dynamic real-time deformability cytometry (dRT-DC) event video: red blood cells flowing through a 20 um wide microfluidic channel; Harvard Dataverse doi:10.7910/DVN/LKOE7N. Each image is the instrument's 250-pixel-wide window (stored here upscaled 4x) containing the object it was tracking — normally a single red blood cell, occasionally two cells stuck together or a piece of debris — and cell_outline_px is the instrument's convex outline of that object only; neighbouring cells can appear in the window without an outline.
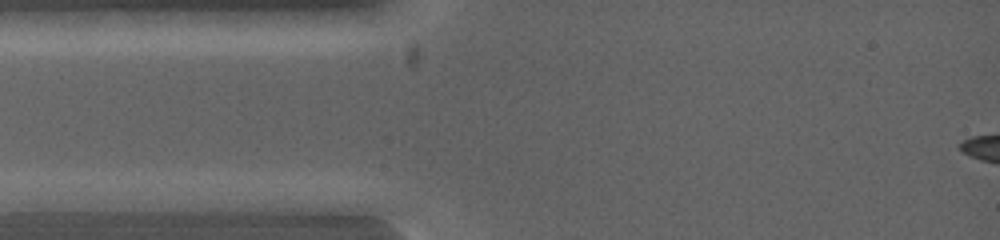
{"species": "common noctule bat (a hibernating species)", "species_latin": "Nyctalus noctula", "temperature_condition": "warm", "stored_images_in_passage": 2, "camera_frame_rate_fps": 5000, "um_per_image_px": 0.085, "animal": {"sex": "female", "body_mass_g": 19.0, "forearm_length_mm": 53.3}, "frame": {"image": 1, "passage_image": 1, "time_ms": 0.0, "image_size_px": [1000, 240], "cell_outline_px": [[160, 200], [140, 212], [36, 212], [20, 200], [40, 192], [120, 192]], "centroid_in_image_um": [7.45, 17.19], "position_along_channel_um": 77.5, "area_um2": 16.94}}